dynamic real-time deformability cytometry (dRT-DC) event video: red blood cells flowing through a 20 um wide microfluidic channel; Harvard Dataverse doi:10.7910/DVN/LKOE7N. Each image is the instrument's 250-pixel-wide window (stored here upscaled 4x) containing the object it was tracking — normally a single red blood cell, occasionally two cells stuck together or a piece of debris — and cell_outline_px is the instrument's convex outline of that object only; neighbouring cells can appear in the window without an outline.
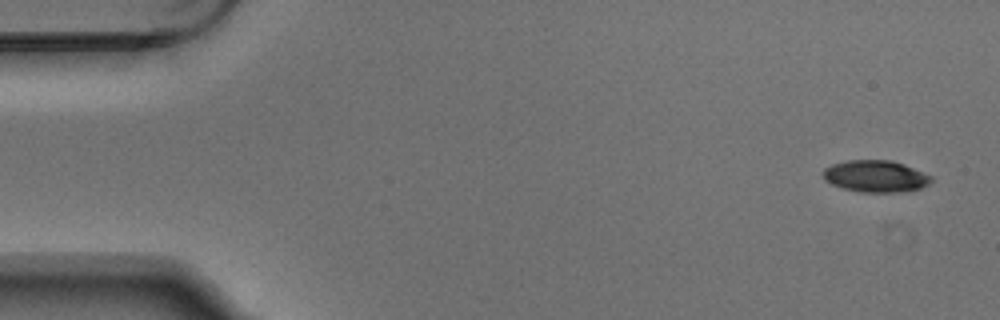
{"species": "Egyptian fruit bat (a non-hibernating species)", "species_latin": "Rousettus aegyptiacus", "temperature_condition": "warm", "stored_images_in_passage": 5, "camera_frame_rate_fps": 3000, "um_per_image_px": 0.085, "animal": {"sex": "male"}, "frame": {"image": 1, "passage_image": 1, "time_ms": 0.0, "image_size_px": [1000, 320], "cell_outline_px": [[932, 180], [928, 184], [920, 188], [900, 192], [860, 192], [844, 188], [832, 184], [824, 180], [824, 168], [832, 164], [848, 160], [892, 160], [904, 164], [932, 176]], "centroid_in_image_um": [74.43, 14.97], "position_along_channel_um": 10.6, "area_um2": 19.94}}
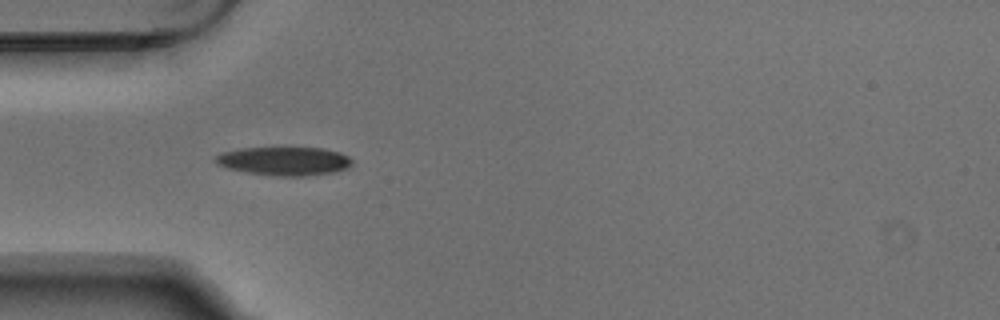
{"frame": {"image": 2, "passage_image": 5, "time_ms": 1.333, "image_size_px": [1000, 320], "cell_outline_px": [[352, 164], [348, 168], [336, 172], [304, 176], [276, 176], [248, 172], [228, 168], [216, 164], [212, 160], [216, 156], [224, 152], [240, 148], [320, 148], [340, 152], [348, 156], [352, 160]], "centroid_in_image_um": [24.18, 13.7], "position_along_channel_um": 60.8, "area_um2": 22.72}}